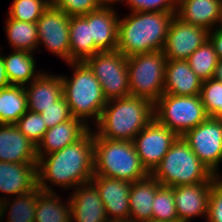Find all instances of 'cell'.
<instances>
[{"instance_id":"6da1fadb","label":"cell","mask_w":222,"mask_h":222,"mask_svg":"<svg viewBox=\"0 0 222 222\" xmlns=\"http://www.w3.org/2000/svg\"><path fill=\"white\" fill-rule=\"evenodd\" d=\"M94 138L90 128L76 142L39 158L37 187L52 192L46 180L67 189L90 182L94 175Z\"/></svg>"},{"instance_id":"7a4b0ae2","label":"cell","mask_w":222,"mask_h":222,"mask_svg":"<svg viewBox=\"0 0 222 222\" xmlns=\"http://www.w3.org/2000/svg\"><path fill=\"white\" fill-rule=\"evenodd\" d=\"M176 12H131L118 21L116 49L126 58L163 51L171 20Z\"/></svg>"},{"instance_id":"3957f363","label":"cell","mask_w":222,"mask_h":222,"mask_svg":"<svg viewBox=\"0 0 222 222\" xmlns=\"http://www.w3.org/2000/svg\"><path fill=\"white\" fill-rule=\"evenodd\" d=\"M153 119V102L131 95L121 97L107 101L94 133L105 139L133 141Z\"/></svg>"},{"instance_id":"277c9868","label":"cell","mask_w":222,"mask_h":222,"mask_svg":"<svg viewBox=\"0 0 222 222\" xmlns=\"http://www.w3.org/2000/svg\"><path fill=\"white\" fill-rule=\"evenodd\" d=\"M150 173L142 165L132 141L94 138V175L135 182Z\"/></svg>"},{"instance_id":"5b68a950","label":"cell","mask_w":222,"mask_h":222,"mask_svg":"<svg viewBox=\"0 0 222 222\" xmlns=\"http://www.w3.org/2000/svg\"><path fill=\"white\" fill-rule=\"evenodd\" d=\"M150 174L162 186L166 187L214 182L216 180L212 172L200 161L182 136L176 139L162 161Z\"/></svg>"},{"instance_id":"8992f818","label":"cell","mask_w":222,"mask_h":222,"mask_svg":"<svg viewBox=\"0 0 222 222\" xmlns=\"http://www.w3.org/2000/svg\"><path fill=\"white\" fill-rule=\"evenodd\" d=\"M74 68L71 79L61 76L63 96L69 106L72 117L81 119L94 118L97 123L107 103L101 84L93 71L84 62H68Z\"/></svg>"},{"instance_id":"52a82bcc","label":"cell","mask_w":222,"mask_h":222,"mask_svg":"<svg viewBox=\"0 0 222 222\" xmlns=\"http://www.w3.org/2000/svg\"><path fill=\"white\" fill-rule=\"evenodd\" d=\"M166 62L163 51L128 57L130 95L155 103L164 93Z\"/></svg>"},{"instance_id":"ba28073f","label":"cell","mask_w":222,"mask_h":222,"mask_svg":"<svg viewBox=\"0 0 222 222\" xmlns=\"http://www.w3.org/2000/svg\"><path fill=\"white\" fill-rule=\"evenodd\" d=\"M208 117L200 95L163 94L154 103V118L178 136H183Z\"/></svg>"},{"instance_id":"9c48e42d","label":"cell","mask_w":222,"mask_h":222,"mask_svg":"<svg viewBox=\"0 0 222 222\" xmlns=\"http://www.w3.org/2000/svg\"><path fill=\"white\" fill-rule=\"evenodd\" d=\"M84 62L100 82L107 101L130 96L127 58L117 49L99 51Z\"/></svg>"},{"instance_id":"30bf717a","label":"cell","mask_w":222,"mask_h":222,"mask_svg":"<svg viewBox=\"0 0 222 222\" xmlns=\"http://www.w3.org/2000/svg\"><path fill=\"white\" fill-rule=\"evenodd\" d=\"M182 137L213 176L221 179L216 170L222 156V121L219 118L208 117Z\"/></svg>"},{"instance_id":"8fae6325","label":"cell","mask_w":222,"mask_h":222,"mask_svg":"<svg viewBox=\"0 0 222 222\" xmlns=\"http://www.w3.org/2000/svg\"><path fill=\"white\" fill-rule=\"evenodd\" d=\"M179 136L155 118L133 139L142 165L151 173Z\"/></svg>"},{"instance_id":"7c38bea8","label":"cell","mask_w":222,"mask_h":222,"mask_svg":"<svg viewBox=\"0 0 222 222\" xmlns=\"http://www.w3.org/2000/svg\"><path fill=\"white\" fill-rule=\"evenodd\" d=\"M36 23L38 43L70 62V16L50 5Z\"/></svg>"},{"instance_id":"4fadbf2b","label":"cell","mask_w":222,"mask_h":222,"mask_svg":"<svg viewBox=\"0 0 222 222\" xmlns=\"http://www.w3.org/2000/svg\"><path fill=\"white\" fill-rule=\"evenodd\" d=\"M208 39V30L186 23L174 15L169 25L163 53L167 60H187Z\"/></svg>"},{"instance_id":"5bb4252c","label":"cell","mask_w":222,"mask_h":222,"mask_svg":"<svg viewBox=\"0 0 222 222\" xmlns=\"http://www.w3.org/2000/svg\"><path fill=\"white\" fill-rule=\"evenodd\" d=\"M91 182L99 192L107 219H129L131 182L100 175H93Z\"/></svg>"},{"instance_id":"9a60e30c","label":"cell","mask_w":222,"mask_h":222,"mask_svg":"<svg viewBox=\"0 0 222 222\" xmlns=\"http://www.w3.org/2000/svg\"><path fill=\"white\" fill-rule=\"evenodd\" d=\"M213 182L173 187V197L179 222H189L192 217L208 215V202Z\"/></svg>"},{"instance_id":"2e32d148","label":"cell","mask_w":222,"mask_h":222,"mask_svg":"<svg viewBox=\"0 0 222 222\" xmlns=\"http://www.w3.org/2000/svg\"><path fill=\"white\" fill-rule=\"evenodd\" d=\"M0 161L38 163L37 145L15 124H0Z\"/></svg>"},{"instance_id":"e0dca14e","label":"cell","mask_w":222,"mask_h":222,"mask_svg":"<svg viewBox=\"0 0 222 222\" xmlns=\"http://www.w3.org/2000/svg\"><path fill=\"white\" fill-rule=\"evenodd\" d=\"M76 188L69 199L71 221L106 222L107 214L96 186L90 181Z\"/></svg>"},{"instance_id":"ac0fdd59","label":"cell","mask_w":222,"mask_h":222,"mask_svg":"<svg viewBox=\"0 0 222 222\" xmlns=\"http://www.w3.org/2000/svg\"><path fill=\"white\" fill-rule=\"evenodd\" d=\"M37 188V163L0 161V191L19 196Z\"/></svg>"},{"instance_id":"d6986e66","label":"cell","mask_w":222,"mask_h":222,"mask_svg":"<svg viewBox=\"0 0 222 222\" xmlns=\"http://www.w3.org/2000/svg\"><path fill=\"white\" fill-rule=\"evenodd\" d=\"M87 120L72 117L71 119L48 128L42 140L37 145L38 159L46 155L59 151L79 140L90 127Z\"/></svg>"},{"instance_id":"ffe728a7","label":"cell","mask_w":222,"mask_h":222,"mask_svg":"<svg viewBox=\"0 0 222 222\" xmlns=\"http://www.w3.org/2000/svg\"><path fill=\"white\" fill-rule=\"evenodd\" d=\"M175 15L186 23L212 31L215 24L222 25V0H177Z\"/></svg>"},{"instance_id":"44dd1931","label":"cell","mask_w":222,"mask_h":222,"mask_svg":"<svg viewBox=\"0 0 222 222\" xmlns=\"http://www.w3.org/2000/svg\"><path fill=\"white\" fill-rule=\"evenodd\" d=\"M201 86L202 80L191 69L187 60H167L163 94L200 95Z\"/></svg>"},{"instance_id":"7402d4cb","label":"cell","mask_w":222,"mask_h":222,"mask_svg":"<svg viewBox=\"0 0 222 222\" xmlns=\"http://www.w3.org/2000/svg\"><path fill=\"white\" fill-rule=\"evenodd\" d=\"M25 88L28 111L42 113L63 96L62 79L60 75L41 73ZM30 87V88H29Z\"/></svg>"},{"instance_id":"603a6c76","label":"cell","mask_w":222,"mask_h":222,"mask_svg":"<svg viewBox=\"0 0 222 222\" xmlns=\"http://www.w3.org/2000/svg\"><path fill=\"white\" fill-rule=\"evenodd\" d=\"M114 11L111 7H100L90 12L91 39L100 51L116 50L119 16Z\"/></svg>"},{"instance_id":"cb8c5ba5","label":"cell","mask_w":222,"mask_h":222,"mask_svg":"<svg viewBox=\"0 0 222 222\" xmlns=\"http://www.w3.org/2000/svg\"><path fill=\"white\" fill-rule=\"evenodd\" d=\"M161 186L151 174L132 182L129 194V219L142 222L152 219V203L157 189Z\"/></svg>"},{"instance_id":"d4e9b609","label":"cell","mask_w":222,"mask_h":222,"mask_svg":"<svg viewBox=\"0 0 222 222\" xmlns=\"http://www.w3.org/2000/svg\"><path fill=\"white\" fill-rule=\"evenodd\" d=\"M70 62H82L100 50L94 45L90 32V13L70 16Z\"/></svg>"},{"instance_id":"484cf974","label":"cell","mask_w":222,"mask_h":222,"mask_svg":"<svg viewBox=\"0 0 222 222\" xmlns=\"http://www.w3.org/2000/svg\"><path fill=\"white\" fill-rule=\"evenodd\" d=\"M32 53L33 52L14 50V52L7 57L2 56L10 85L24 86L28 81H33L40 75L39 72L36 74L35 59Z\"/></svg>"},{"instance_id":"4316f807","label":"cell","mask_w":222,"mask_h":222,"mask_svg":"<svg viewBox=\"0 0 222 222\" xmlns=\"http://www.w3.org/2000/svg\"><path fill=\"white\" fill-rule=\"evenodd\" d=\"M23 85H10L0 89V124H16L28 111Z\"/></svg>"},{"instance_id":"83f0119b","label":"cell","mask_w":222,"mask_h":222,"mask_svg":"<svg viewBox=\"0 0 222 222\" xmlns=\"http://www.w3.org/2000/svg\"><path fill=\"white\" fill-rule=\"evenodd\" d=\"M59 195L54 192L41 190L38 193L34 222H72L70 201L68 206L61 204Z\"/></svg>"},{"instance_id":"f1b7e54d","label":"cell","mask_w":222,"mask_h":222,"mask_svg":"<svg viewBox=\"0 0 222 222\" xmlns=\"http://www.w3.org/2000/svg\"><path fill=\"white\" fill-rule=\"evenodd\" d=\"M6 33L14 50L33 52L39 46L37 23L14 20L8 17Z\"/></svg>"},{"instance_id":"f546056e","label":"cell","mask_w":222,"mask_h":222,"mask_svg":"<svg viewBox=\"0 0 222 222\" xmlns=\"http://www.w3.org/2000/svg\"><path fill=\"white\" fill-rule=\"evenodd\" d=\"M40 191L41 189L37 187L30 193L16 196L17 198H14V203L12 204L7 202L5 198H0V219L4 216L7 209H10V216L7 222H34L36 201Z\"/></svg>"},{"instance_id":"4dcf8cb0","label":"cell","mask_w":222,"mask_h":222,"mask_svg":"<svg viewBox=\"0 0 222 222\" xmlns=\"http://www.w3.org/2000/svg\"><path fill=\"white\" fill-rule=\"evenodd\" d=\"M187 61L195 74L205 81L213 78L219 58L213 44L208 39L189 56Z\"/></svg>"},{"instance_id":"1f68e13d","label":"cell","mask_w":222,"mask_h":222,"mask_svg":"<svg viewBox=\"0 0 222 222\" xmlns=\"http://www.w3.org/2000/svg\"><path fill=\"white\" fill-rule=\"evenodd\" d=\"M152 219L159 222H179L173 197V187L160 186L152 203Z\"/></svg>"},{"instance_id":"d6a6232c","label":"cell","mask_w":222,"mask_h":222,"mask_svg":"<svg viewBox=\"0 0 222 222\" xmlns=\"http://www.w3.org/2000/svg\"><path fill=\"white\" fill-rule=\"evenodd\" d=\"M50 5L51 0H14L9 10V18L34 23Z\"/></svg>"},{"instance_id":"836d02e7","label":"cell","mask_w":222,"mask_h":222,"mask_svg":"<svg viewBox=\"0 0 222 222\" xmlns=\"http://www.w3.org/2000/svg\"><path fill=\"white\" fill-rule=\"evenodd\" d=\"M200 97L209 117L222 116V82L214 78L202 81Z\"/></svg>"},{"instance_id":"e575fe53","label":"cell","mask_w":222,"mask_h":222,"mask_svg":"<svg viewBox=\"0 0 222 222\" xmlns=\"http://www.w3.org/2000/svg\"><path fill=\"white\" fill-rule=\"evenodd\" d=\"M15 125L35 145H38L48 129L42 115L31 111L24 113Z\"/></svg>"},{"instance_id":"d590c367","label":"cell","mask_w":222,"mask_h":222,"mask_svg":"<svg viewBox=\"0 0 222 222\" xmlns=\"http://www.w3.org/2000/svg\"><path fill=\"white\" fill-rule=\"evenodd\" d=\"M51 5L68 16H81L100 8L96 0H51Z\"/></svg>"},{"instance_id":"8d00e7d4","label":"cell","mask_w":222,"mask_h":222,"mask_svg":"<svg viewBox=\"0 0 222 222\" xmlns=\"http://www.w3.org/2000/svg\"><path fill=\"white\" fill-rule=\"evenodd\" d=\"M40 114L42 115L43 121L46 123L47 128H52L55 125L63 123L72 118L69 106L64 96H62L53 105L44 109Z\"/></svg>"},{"instance_id":"74e56055","label":"cell","mask_w":222,"mask_h":222,"mask_svg":"<svg viewBox=\"0 0 222 222\" xmlns=\"http://www.w3.org/2000/svg\"><path fill=\"white\" fill-rule=\"evenodd\" d=\"M127 1L132 12H176L177 0H123Z\"/></svg>"},{"instance_id":"f35d334b","label":"cell","mask_w":222,"mask_h":222,"mask_svg":"<svg viewBox=\"0 0 222 222\" xmlns=\"http://www.w3.org/2000/svg\"><path fill=\"white\" fill-rule=\"evenodd\" d=\"M207 222H222V180L216 179L211 187Z\"/></svg>"},{"instance_id":"ab89813d","label":"cell","mask_w":222,"mask_h":222,"mask_svg":"<svg viewBox=\"0 0 222 222\" xmlns=\"http://www.w3.org/2000/svg\"><path fill=\"white\" fill-rule=\"evenodd\" d=\"M209 40L213 44L219 60H222V25L214 32L209 31Z\"/></svg>"},{"instance_id":"60d3db41","label":"cell","mask_w":222,"mask_h":222,"mask_svg":"<svg viewBox=\"0 0 222 222\" xmlns=\"http://www.w3.org/2000/svg\"><path fill=\"white\" fill-rule=\"evenodd\" d=\"M10 86V82L8 81L5 65L3 61L2 55H0V89Z\"/></svg>"},{"instance_id":"b9f144b4","label":"cell","mask_w":222,"mask_h":222,"mask_svg":"<svg viewBox=\"0 0 222 222\" xmlns=\"http://www.w3.org/2000/svg\"><path fill=\"white\" fill-rule=\"evenodd\" d=\"M213 78L222 82V60H219Z\"/></svg>"},{"instance_id":"7bdbcfd3","label":"cell","mask_w":222,"mask_h":222,"mask_svg":"<svg viewBox=\"0 0 222 222\" xmlns=\"http://www.w3.org/2000/svg\"><path fill=\"white\" fill-rule=\"evenodd\" d=\"M120 1H122V0H96V2L98 3V5L100 6V7H104V8H107V7H111V5L110 6H107V5H109V4H111V3H116V2H120Z\"/></svg>"},{"instance_id":"ee69618b","label":"cell","mask_w":222,"mask_h":222,"mask_svg":"<svg viewBox=\"0 0 222 222\" xmlns=\"http://www.w3.org/2000/svg\"><path fill=\"white\" fill-rule=\"evenodd\" d=\"M106 222H132L130 219H108Z\"/></svg>"},{"instance_id":"f6af8a7d","label":"cell","mask_w":222,"mask_h":222,"mask_svg":"<svg viewBox=\"0 0 222 222\" xmlns=\"http://www.w3.org/2000/svg\"><path fill=\"white\" fill-rule=\"evenodd\" d=\"M142 222H159V221L150 219V220H146V221H142Z\"/></svg>"}]
</instances>
